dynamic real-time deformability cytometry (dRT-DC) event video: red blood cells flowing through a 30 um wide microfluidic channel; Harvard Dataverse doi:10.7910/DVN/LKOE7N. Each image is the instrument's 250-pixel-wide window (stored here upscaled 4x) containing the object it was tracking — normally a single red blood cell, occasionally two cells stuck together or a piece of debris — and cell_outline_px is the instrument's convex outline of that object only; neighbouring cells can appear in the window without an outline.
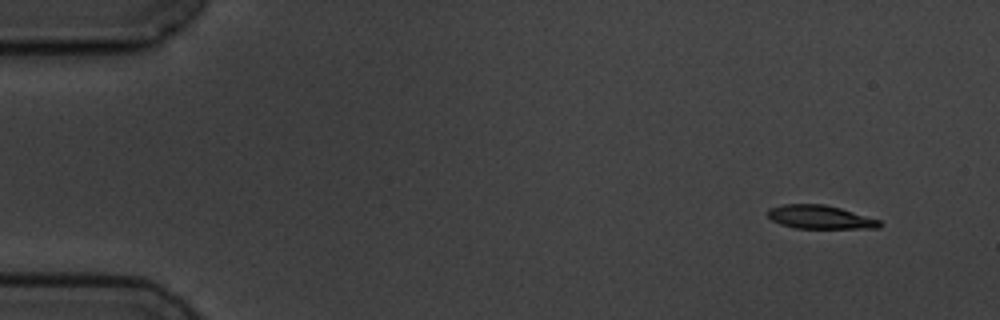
{"species": "common noctule bat (a hibernating species)", "species_latin": "Nyctalus noctula", "temperature_condition": "cold", "stored_images_in_passage": 10, "camera_frame_rate_fps": 3000, "um_per_image_px": 0.085, "animal": {"sex": "male", "body_mass_g": 19.5, "forearm_length_mm": 54.6}, "frame": {"image": 1, "passage_image": 1, "time_ms": 0.0, "image_size_px": [1000, 320], "cell_outline_px": [[880, 228], [796, 228], [780, 224], [772, 220], [768, 216], [768, 208], [784, 204], [824, 204], [840, 208], [880, 220]], "centroid_in_image_um": [69.68, 18.45], "position_along_channel_um": 15.3, "area_um2": 15.2}}
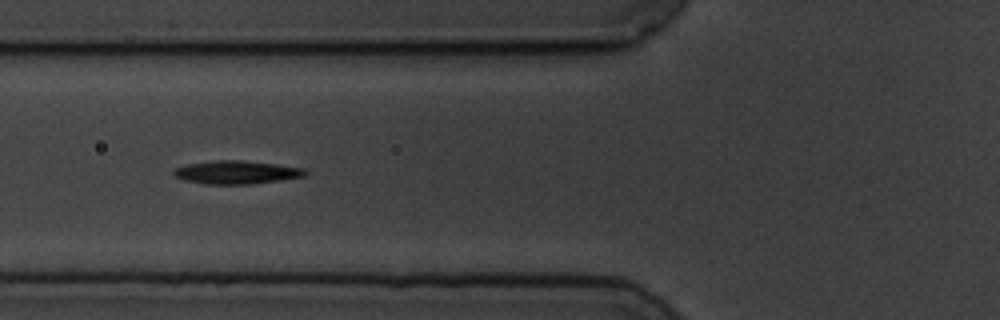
{"frame": {"image": 2, "passage_image": 6, "time_ms": 5.667, "image_size_px": [1000, 320], "cell_outline_px": [[308, 172], [304, 176], [280, 180], [252, 184], [204, 184], [184, 180], [176, 176], [172, 172], [176, 168], [188, 164], [212, 160], [240, 160], [276, 164], [304, 168]], "centroid_in_image_um": [20.1, 14.64], "position_along_channel_um": 105.7, "area_um2": 17.74}}
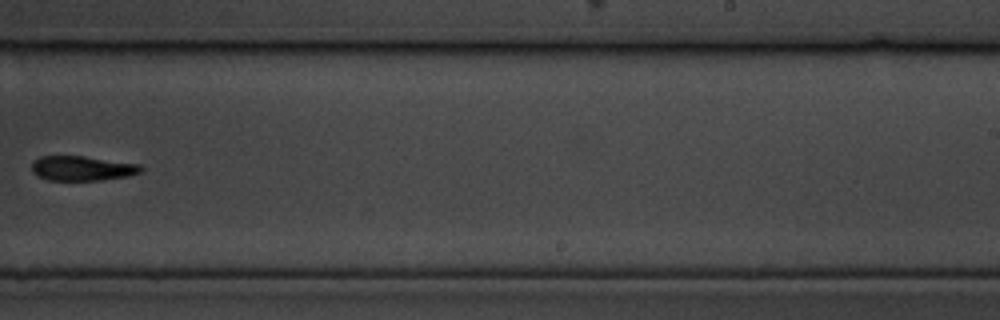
{"frame": {"image": 3, "passage_image": 10, "time_ms": 10.667, "image_size_px": [1000, 320], "cell_outline_px": [[144, 172], [128, 176], [100, 180], [48, 180], [32, 172], [32, 160], [40, 156], [84, 156], [140, 164], [144, 168]], "centroid_in_image_um": [7.02, 14.3], "position_along_channel_um": 282.0, "area_um2": 15.84}}